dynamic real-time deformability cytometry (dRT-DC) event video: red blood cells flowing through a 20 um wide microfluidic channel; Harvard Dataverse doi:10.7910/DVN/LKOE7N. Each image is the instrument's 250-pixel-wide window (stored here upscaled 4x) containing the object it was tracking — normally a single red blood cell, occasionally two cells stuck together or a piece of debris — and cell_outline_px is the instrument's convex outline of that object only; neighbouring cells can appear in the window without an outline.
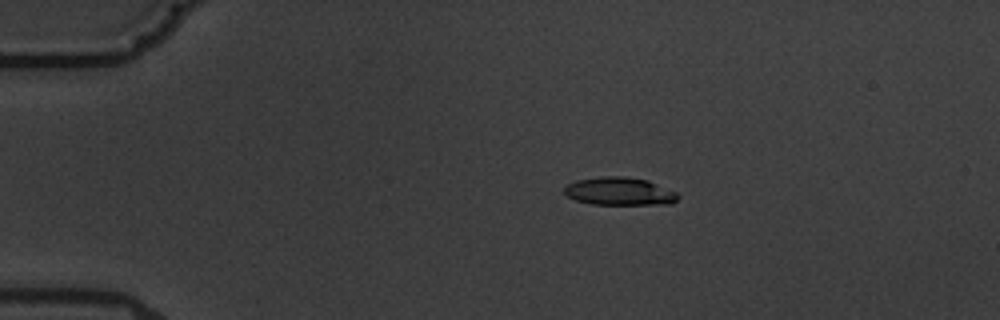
{"species": "common noctule bat (a hibernating species)", "species_latin": "Nyctalus noctula", "temperature_condition": "warm", "stored_images_in_passage": 5, "camera_frame_rate_fps": 3000, "um_per_image_px": 0.085, "animal": {"sex": "male", "body_mass_g": 19.5, "forearm_length_mm": 54.6}, "frame": {"image": 1, "passage_image": 4, "time_ms": 3.667, "image_size_px": [1000, 320], "cell_outline_px": [[680, 196], [672, 204], [592, 204], [576, 200], [568, 196], [564, 192], [564, 188], [568, 184], [576, 180], [600, 176], [624, 176], [648, 180], [676, 192]], "centroid_in_image_um": [52.66, 16.25], "position_along_channel_um": 32.3, "area_um2": 18.5}}